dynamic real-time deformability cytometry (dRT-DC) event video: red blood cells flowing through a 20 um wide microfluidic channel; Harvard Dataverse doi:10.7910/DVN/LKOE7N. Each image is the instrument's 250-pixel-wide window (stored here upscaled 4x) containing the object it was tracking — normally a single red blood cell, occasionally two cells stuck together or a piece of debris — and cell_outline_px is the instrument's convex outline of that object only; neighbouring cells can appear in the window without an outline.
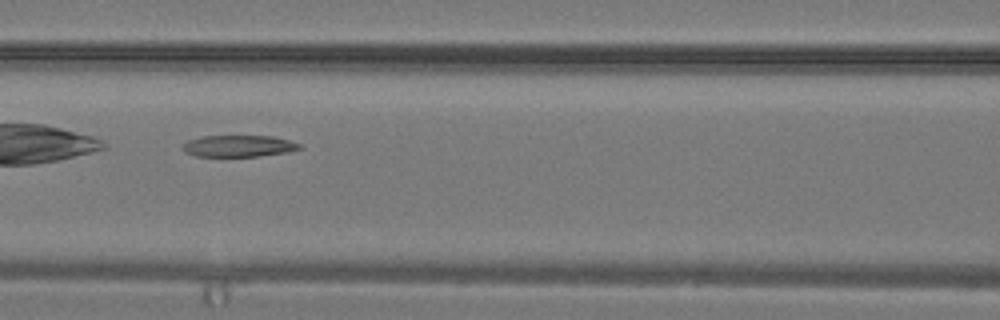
{"species": "common noctule bat (a hibernating species)", "species_latin": "Nyctalus noctula", "temperature_condition": "warm", "stored_images_in_passage": 25, "camera_frame_rate_fps": 3000, "um_per_image_px": 0.085, "animal": {"sex": "male", "body_mass_g": 19.2, "forearm_length_mm": 51.8}, "frame": {"image": 1, "passage_image": 8, "time_ms": 2.333, "image_size_px": [1000, 320], "cell_outline_px": [[304, 148], [288, 152], [260, 156], [196, 156], [184, 152], [180, 144], [188, 140], [200, 136], [272, 136], [288, 140], [300, 144]], "centroid_in_image_um": [20.26, 12.41], "position_along_channel_um": 146.3, "area_um2": 14.85}}
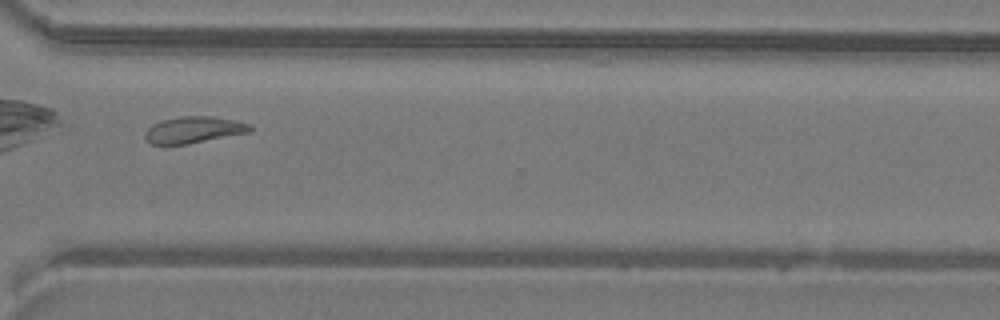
{"frame": {"image": 2, "passage_image": 18, "time_ms": 5.667, "image_size_px": [1000, 320], "cell_outline_px": [[252, 132], [188, 144], [152, 144], [144, 136], [144, 132], [152, 124], [160, 120], [180, 116], [212, 116], [236, 120], [248, 124], [252, 128]], "centroid_in_image_um": [16.47, 11.02], "position_along_channel_um": 354.1, "area_um2": 16.36}}